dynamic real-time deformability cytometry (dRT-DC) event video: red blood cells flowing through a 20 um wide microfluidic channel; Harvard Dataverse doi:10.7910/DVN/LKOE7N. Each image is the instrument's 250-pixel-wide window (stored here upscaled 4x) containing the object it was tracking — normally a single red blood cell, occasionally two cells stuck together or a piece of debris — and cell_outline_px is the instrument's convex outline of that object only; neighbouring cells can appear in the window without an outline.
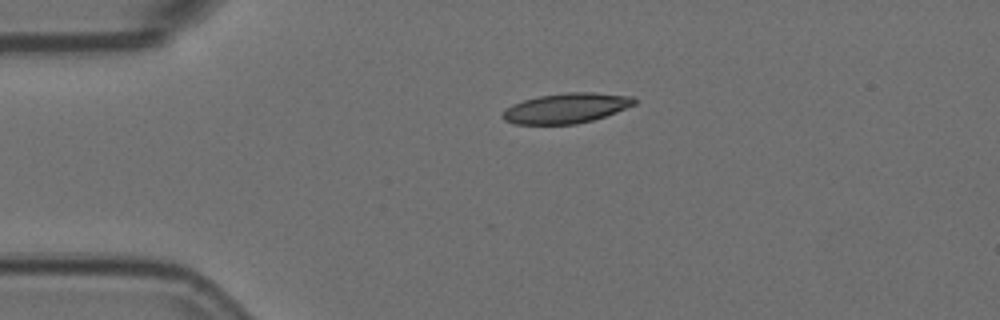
{"species": "Egyptian fruit bat (a non-hibernating species)", "species_latin": "Rousettus aegyptiacus", "temperature_condition": "room temperature", "stored_images_in_passage": 3, "camera_frame_rate_fps": 3000, "um_per_image_px": 0.085, "animal": {"sex": "female"}, "frame": {"image": 1, "passage_image": 1, "time_ms": 0.0, "image_size_px": [1000, 320], "cell_outline_px": [[636, 104], [616, 112], [592, 120], [576, 124], [516, 124], [504, 120], [500, 116], [512, 104], [524, 100], [540, 96], [568, 92], [592, 92], [632, 96], [636, 100]], "centroid_in_image_um": [48.14, 9.19], "position_along_channel_um": 36.9, "area_um2": 22.89}}